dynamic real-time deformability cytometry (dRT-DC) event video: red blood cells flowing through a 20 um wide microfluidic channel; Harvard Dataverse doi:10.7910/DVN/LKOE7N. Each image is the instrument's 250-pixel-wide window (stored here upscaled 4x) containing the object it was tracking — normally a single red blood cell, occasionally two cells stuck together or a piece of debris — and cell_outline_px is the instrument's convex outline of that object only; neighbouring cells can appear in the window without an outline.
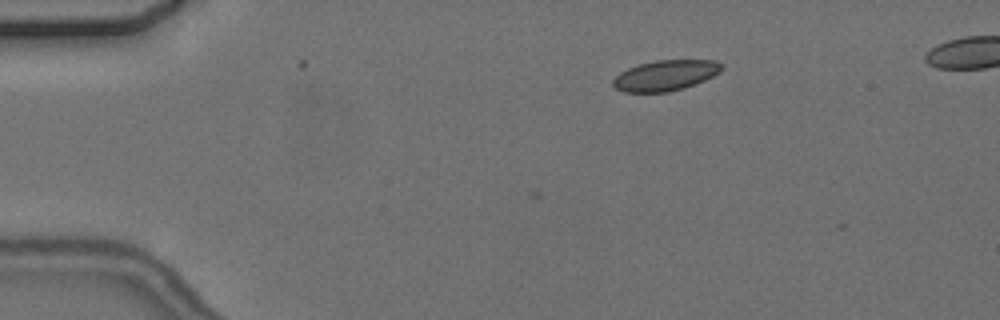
{"species": "common noctule bat (a hibernating species)", "species_latin": "Nyctalus noctula", "temperature_condition": "cold", "stored_images_in_passage": 3, "camera_frame_rate_fps": 3000, "um_per_image_px": 0.085, "animal": {"sex": "female", "body_mass_g": 24.6, "forearm_length_mm": 56.2}, "frame": {"image": 1, "passage_image": 3, "time_ms": 2.333, "image_size_px": [1000, 320], "cell_outline_px": [[724, 68], [720, 72], [704, 80], [684, 88], [668, 92], [624, 92], [616, 88], [612, 84], [612, 80], [620, 72], [628, 68], [640, 64], [656, 60], [716, 60], [724, 64]], "centroid_in_image_um": [56.58, 6.4], "position_along_channel_um": 28.4, "area_um2": 19.36}}